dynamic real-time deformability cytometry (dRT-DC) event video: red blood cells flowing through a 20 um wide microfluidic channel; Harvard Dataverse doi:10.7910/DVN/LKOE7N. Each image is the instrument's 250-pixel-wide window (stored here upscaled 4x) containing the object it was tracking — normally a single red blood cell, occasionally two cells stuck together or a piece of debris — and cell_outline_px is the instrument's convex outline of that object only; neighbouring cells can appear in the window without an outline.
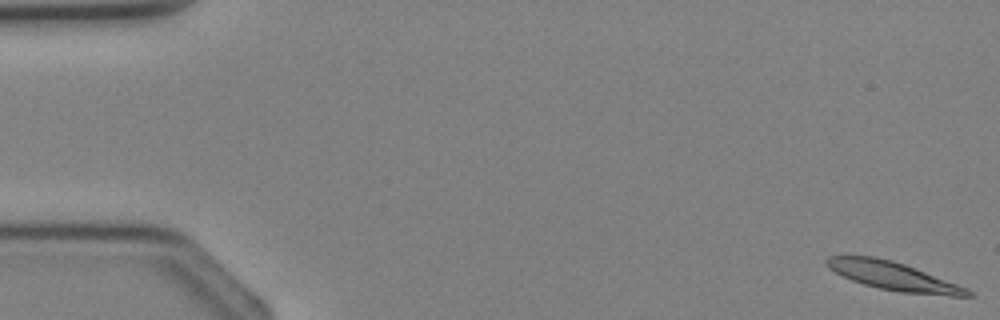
{"species": "Egyptian fruit bat (a non-hibernating species)", "species_latin": "Rousettus aegyptiacus", "temperature_condition": "cold", "stored_images_in_passage": 5, "camera_frame_rate_fps": 3000, "um_per_image_px": 0.085, "animal": {"sex": "female"}, "frame": {"image": 1, "passage_image": 1, "time_ms": 0.0, "image_size_px": [1000, 320], "cell_outline_px": [[972, 296], [952, 296], [900, 292], [880, 288], [864, 284], [852, 280], [828, 268], [824, 260], [828, 256], [876, 256], [892, 260], [904, 264], [968, 288], [972, 292]], "centroid_in_image_um": [75.92, 23.46], "position_along_channel_um": 9.1, "area_um2": 23.0}}
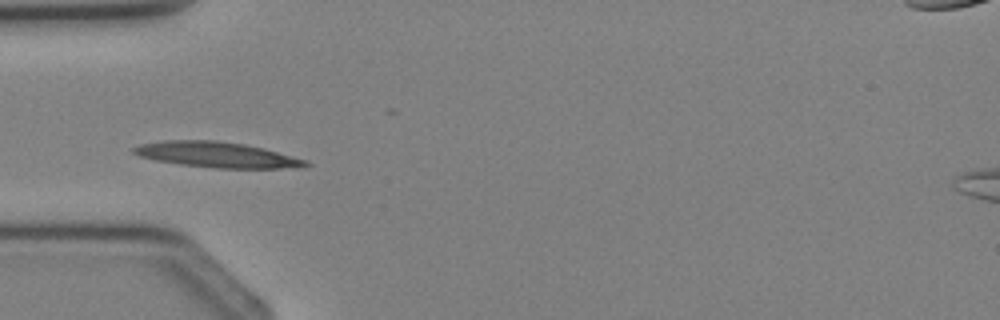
{"frame": {"image": 2, "passage_image": 4, "time_ms": 3.667, "image_size_px": [1000, 320], "cell_outline_px": [[312, 164], [304, 168], [212, 168], [180, 164], [156, 160], [140, 156], [132, 152], [132, 148], [140, 144], [164, 140], [216, 140], [244, 144], [264, 148], [308, 160]], "centroid_in_image_um": [18.49, 13.15], "position_along_channel_um": 66.5, "area_um2": 25.78}}